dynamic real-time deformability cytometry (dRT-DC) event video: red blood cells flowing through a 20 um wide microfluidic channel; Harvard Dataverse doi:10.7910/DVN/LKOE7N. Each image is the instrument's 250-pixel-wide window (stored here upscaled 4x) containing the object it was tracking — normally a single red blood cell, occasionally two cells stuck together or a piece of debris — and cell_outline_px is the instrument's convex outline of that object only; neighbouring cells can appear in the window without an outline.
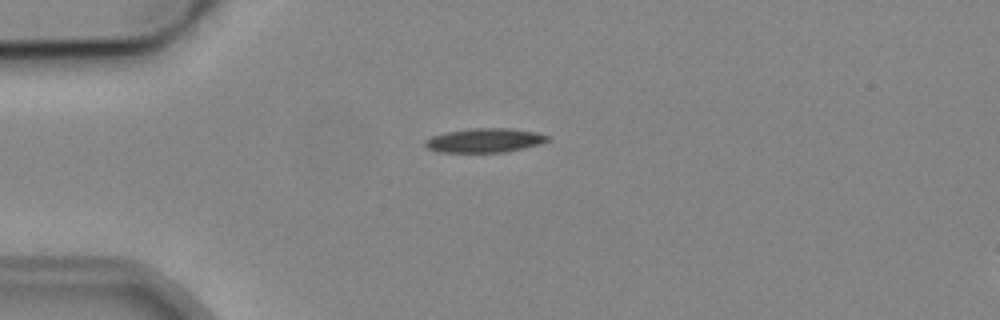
{"species": "common noctule bat (a hibernating species)", "species_latin": "Nyctalus noctula", "temperature_condition": "cold", "stored_images_in_passage": 6, "camera_frame_rate_fps": 3000, "um_per_image_px": 0.085, "animal": {"sex": "male", "body_mass_g": 19.2, "forearm_length_mm": 51.8}, "frame": {"image": 1, "passage_image": 1, "time_ms": 0.0, "image_size_px": [1000, 320], "cell_outline_px": [[548, 140], [540, 144], [504, 152], [440, 152], [428, 148], [424, 144], [424, 140], [432, 136], [444, 132], [468, 128], [508, 128], [536, 132], [548, 136]], "centroid_in_image_um": [41.15, 11.92], "position_along_channel_um": 43.9, "area_um2": 17.17}}
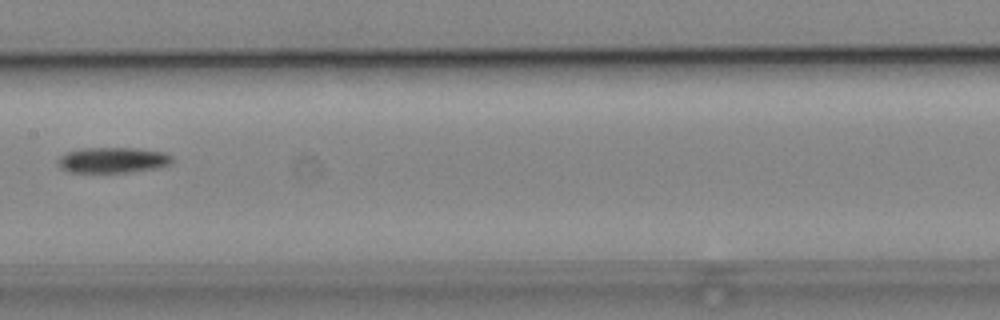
{"frame": {"image": 2, "passage_image": 5, "time_ms": 4.667, "image_size_px": [1000, 320], "cell_outline_px": [[176, 160], [172, 164], [160, 168], [128, 172], [68, 172], [56, 160], [60, 156], [68, 152], [80, 148], [136, 148], [164, 152], [172, 156]], "centroid_in_image_um": [9.67, 13.6], "position_along_channel_um": 197.7, "area_um2": 17.17}}
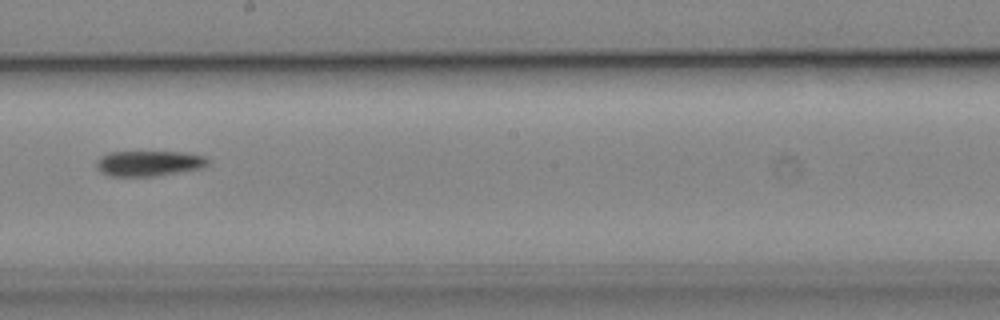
{"frame": {"image": 3, "passage_image": 6, "time_ms": 5.667, "image_size_px": [1000, 320], "cell_outline_px": [[212, 160], [208, 164], [200, 168], [156, 176], [108, 176], [100, 172], [96, 168], [96, 160], [100, 156], [108, 152], [184, 152], [204, 156]], "centroid_in_image_um": [12.62, 13.88], "position_along_channel_um": 235.6, "area_um2": 16.65}}